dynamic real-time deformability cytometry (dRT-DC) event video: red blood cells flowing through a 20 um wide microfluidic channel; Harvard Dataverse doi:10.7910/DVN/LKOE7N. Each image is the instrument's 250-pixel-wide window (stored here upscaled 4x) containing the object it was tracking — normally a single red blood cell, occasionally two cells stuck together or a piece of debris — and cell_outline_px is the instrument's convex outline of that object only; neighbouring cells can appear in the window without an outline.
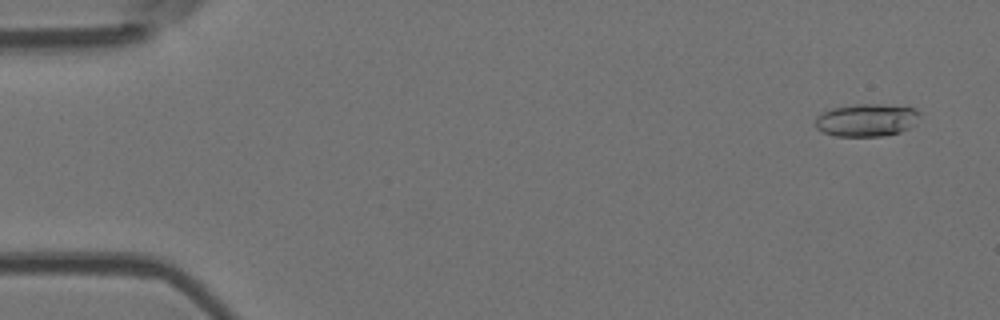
{"species": "Egyptian fruit bat (a non-hibernating species)", "species_latin": "Rousettus aegyptiacus", "temperature_condition": "room temperature", "stored_images_in_passage": 54, "camera_frame_rate_fps": 3000, "um_per_image_px": 0.085, "animal": {"sex": "female"}, "frame": {"image": 1, "passage_image": 3, "time_ms": 0.667, "image_size_px": [1000, 320], "cell_outline_px": [[916, 112], [912, 124], [908, 128], [900, 132], [880, 136], [836, 136], [824, 132], [816, 128], [816, 116], [832, 108], [856, 104], [880, 104], [916, 108]], "centroid_in_image_um": [73.58, 10.21], "position_along_channel_um": 11.4, "area_um2": 19.36}}
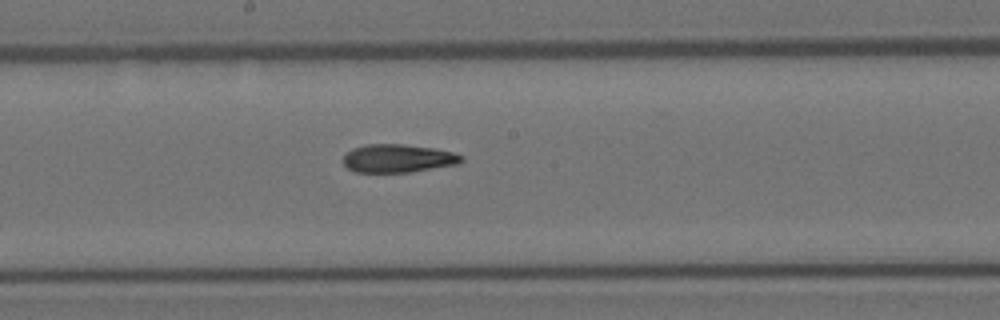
{"frame": {"image": 2, "passage_image": 29, "time_ms": 9.333, "image_size_px": [1000, 320], "cell_outline_px": [[464, 160], [456, 164], [408, 172], [356, 172], [348, 168], [344, 164], [344, 156], [352, 148], [368, 144], [404, 144], [432, 148], [452, 152], [464, 156]], "centroid_in_image_um": [33.82, 13.45], "position_along_channel_um": 214.4, "area_um2": 19.19}}
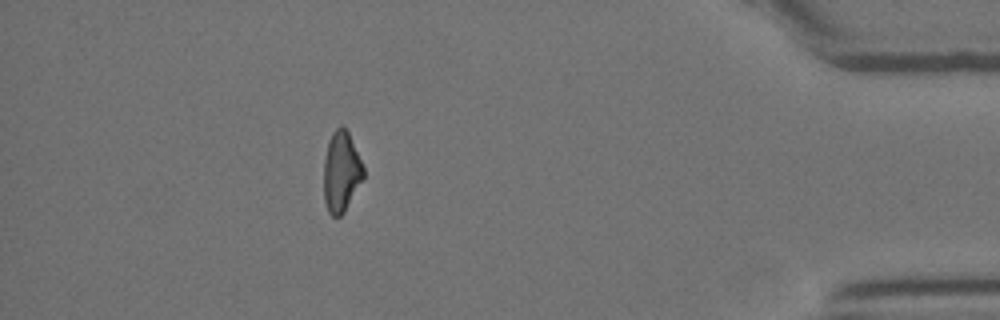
{"frame": {"image": 3, "passage_image": 48, "time_ms": 15.667, "image_size_px": [1000, 320], "cell_outline_px": [[364, 176], [344, 212], [340, 216], [332, 216], [328, 212], [324, 200], [324, 160], [328, 140], [332, 132], [340, 124], [348, 132], [364, 168]], "centroid_in_image_um": [28.98, 14.59], "position_along_channel_um": 406.2, "area_um2": 18.44}, "authors_computed_cell_mechanics": {"area_um2": 19.3919, "velocity_mm_per_s": 3.8136, "shape_relaxation_time_tau1_ms": null, "shape_relaxation_time_tau2_ms": 5.1269, "deformation_change_tau1": null, "deformation_change_tau2": 0.1584}}